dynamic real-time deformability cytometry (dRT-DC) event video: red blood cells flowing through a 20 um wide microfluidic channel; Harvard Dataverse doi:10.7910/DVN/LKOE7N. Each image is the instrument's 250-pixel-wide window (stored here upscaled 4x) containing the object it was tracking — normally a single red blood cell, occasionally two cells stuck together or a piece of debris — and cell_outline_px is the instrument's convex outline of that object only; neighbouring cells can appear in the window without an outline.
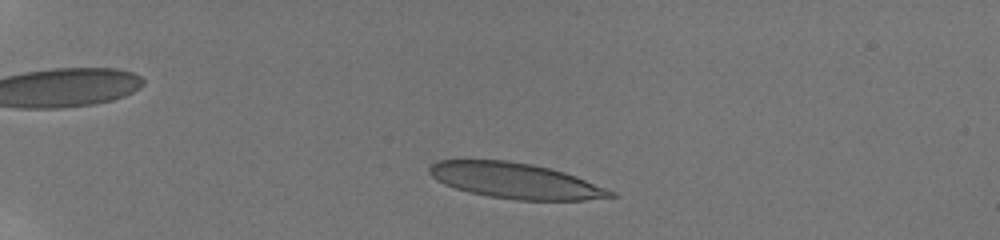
{"species": "human", "species_latin": "Homo sapiens", "temperature_condition": "room temperature", "stored_images_in_passage": 35, "camera_frame_rate_fps": 3000, "um_per_image_px": 0.085, "donor": {"sex": "male"}, "frame": {"image": 1, "passage_image": 4, "time_ms": 1.667, "image_size_px": [1000, 240], "cell_outline_px": [[616, 196], [584, 200], [516, 200], [488, 196], [468, 192], [444, 184], [436, 180], [428, 172], [428, 168], [436, 160], [508, 160], [532, 164], [564, 172], [576, 176], [616, 192]], "centroid_in_image_um": [43.78, 15.36], "position_along_channel_um": 41.2, "area_um2": 37.51}}
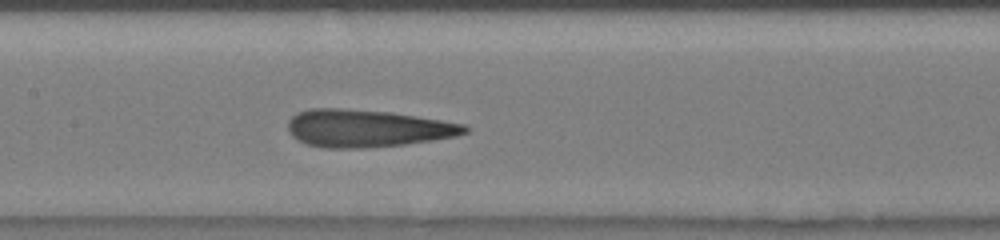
{"frame": {"image": 2, "passage_image": 18, "time_ms": 7.0, "image_size_px": [1000, 240], "cell_outline_px": [[468, 132], [456, 136], [432, 140], [404, 144], [364, 148], [324, 148], [308, 144], [292, 136], [288, 132], [288, 120], [296, 112], [308, 108], [340, 108], [392, 112], [464, 124], [468, 128]], "centroid_in_image_um": [31.16, 10.9], "position_along_channel_um": 176.2, "area_um2": 38.61}}
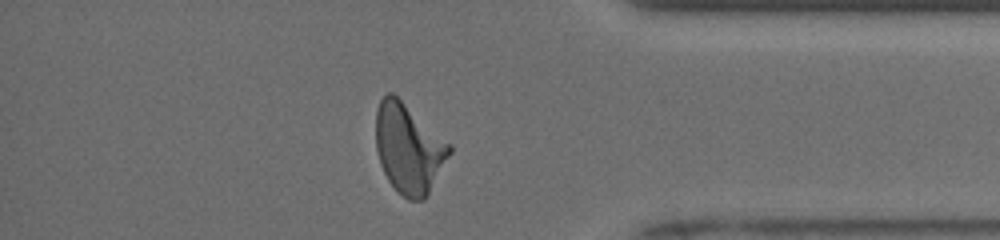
{"frame": {"image": 3, "passage_image": 33, "time_ms": 13.0, "image_size_px": [1000, 240], "cell_outline_px": [[452, 152], [424, 200], [408, 200], [388, 180], [380, 164], [376, 148], [376, 112], [380, 100], [388, 92], [392, 92], [452, 144]], "centroid_in_image_um": [34.75, 12.6], "position_along_channel_um": 400.4, "area_um2": 38.21}, "authors_computed_cell_mechanics": {"area_um2": 37.9168, "velocity_mm_per_s": 3.9406, "shape_relaxation_time_tau1_ms": 6.9106, "shape_relaxation_time_tau2_ms": 1.4449, "deformation_change_tau1": 0.2547, "deformation_change_tau2": 0.1203}}